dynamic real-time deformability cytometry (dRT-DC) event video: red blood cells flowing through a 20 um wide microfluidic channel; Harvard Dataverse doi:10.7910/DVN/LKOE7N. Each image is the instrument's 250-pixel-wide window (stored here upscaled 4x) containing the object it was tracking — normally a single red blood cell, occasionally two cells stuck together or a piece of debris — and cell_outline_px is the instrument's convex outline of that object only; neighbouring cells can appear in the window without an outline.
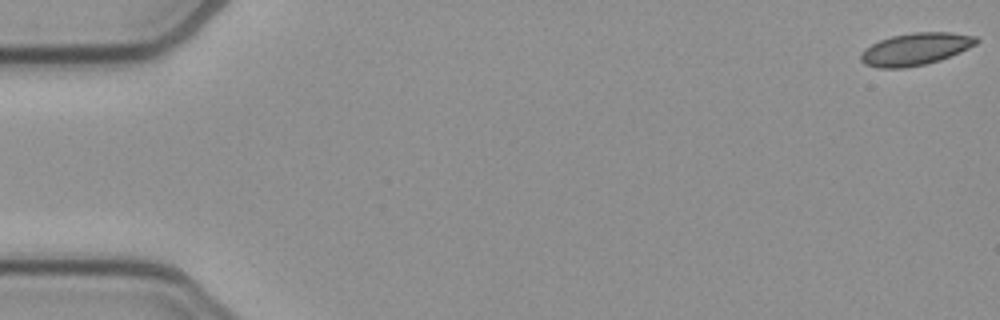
{"species": "common noctule bat (a hibernating species)", "species_latin": "Nyctalus noctula", "temperature_condition": "cold", "stored_images_in_passage": 53, "camera_frame_rate_fps": 3000, "um_per_image_px": 0.085, "animal": {"sex": "female", "body_mass_g": 21.9}, "frame": {"image": 1, "passage_image": 1, "time_ms": 0.0, "image_size_px": [1000, 320], "cell_outline_px": [[980, 40], [976, 44], [960, 52], [940, 60], [924, 64], [904, 68], [876, 68], [864, 64], [860, 60], [860, 52], [864, 48], [880, 40], [892, 36], [912, 32], [948, 32], [976, 36]], "centroid_in_image_um": [77.79, 4.17], "position_along_channel_um": 7.2, "area_um2": 21.79}}
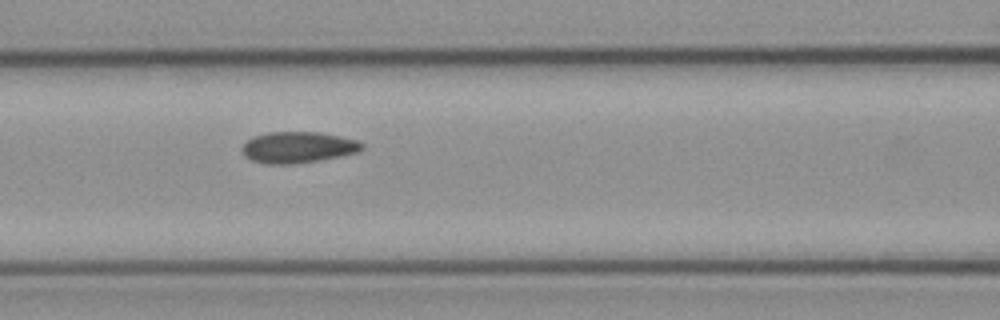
{"frame": {"image": 2, "passage_image": 23, "time_ms": 7.333, "image_size_px": [1000, 320], "cell_outline_px": [[364, 148], [356, 152], [340, 156], [292, 164], [268, 164], [252, 160], [244, 156], [240, 148], [252, 136], [268, 132], [316, 132], [356, 140], [364, 144]], "centroid_in_image_um": [25.27, 12.52], "position_along_channel_um": 141.3, "area_um2": 21.56}}
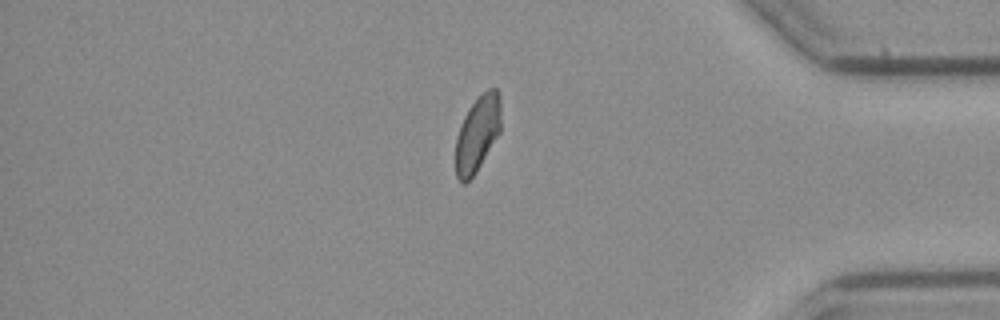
{"frame": {"image": 3, "passage_image": 45, "time_ms": 14.667, "image_size_px": [1000, 320], "cell_outline_px": [[500, 132], [476, 172], [464, 184], [460, 184], [456, 176], [456, 136], [460, 124], [468, 108], [488, 88], [496, 88], [500, 100]], "centroid_in_image_um": [40.57, 11.39], "position_along_channel_um": 394.6, "area_um2": 19.88}, "authors_computed_cell_mechanics": {"area_um2": 21.386, "velocity_mm_per_s": 3.8663, "shape_relaxation_time_tau1_ms": 8.9192, "shape_relaxation_time_tau2_ms": 1.5041, "deformation_change_tau1": 0.1437, "deformation_change_tau2": 0.0577}}